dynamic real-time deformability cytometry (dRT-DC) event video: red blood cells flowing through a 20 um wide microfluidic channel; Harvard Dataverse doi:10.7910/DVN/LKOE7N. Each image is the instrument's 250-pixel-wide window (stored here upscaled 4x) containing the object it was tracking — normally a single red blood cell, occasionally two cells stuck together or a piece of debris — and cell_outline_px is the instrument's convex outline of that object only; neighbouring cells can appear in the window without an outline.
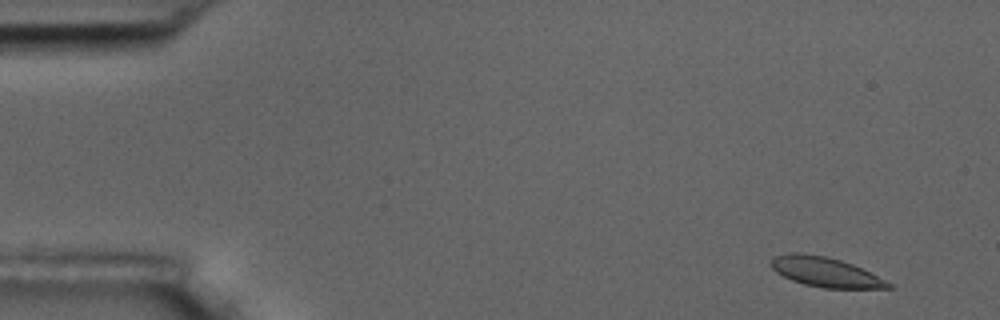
{"species": "common noctule bat (a hibernating species)", "species_latin": "Nyctalus noctula", "temperature_condition": "room temperature", "stored_images_in_passage": 5, "camera_frame_rate_fps": 3000, "um_per_image_px": 0.085, "animal": {"sex": "male", "body_mass_g": 17.5, "forearm_length_mm": 52.3}, "frame": {"image": 1, "passage_image": 1, "time_ms": 0.0, "image_size_px": [1000, 320], "cell_outline_px": [[892, 288], [824, 288], [804, 284], [792, 280], [776, 272], [768, 264], [776, 256], [788, 252], [800, 252], [824, 256], [840, 260], [852, 264], [892, 284]], "centroid_in_image_um": [70.1, 23.11], "position_along_channel_um": 14.9, "area_um2": 20.0}}
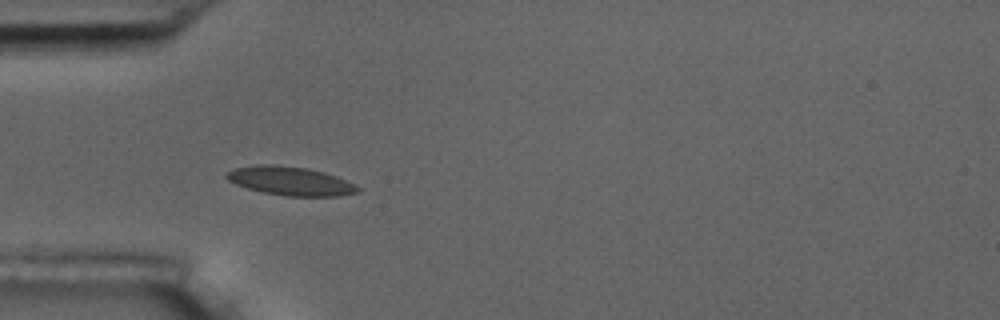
{"frame": {"image": 2, "passage_image": 4, "time_ms": 4.333, "image_size_px": [1000, 320], "cell_outline_px": [[360, 192], [340, 196], [284, 196], [264, 192], [248, 188], [236, 184], [228, 180], [224, 176], [224, 172], [236, 168], [256, 164], [272, 164], [308, 168], [324, 172], [336, 176], [356, 184], [360, 188]], "centroid_in_image_um": [24.69, 15.38], "position_along_channel_um": 60.3, "area_um2": 22.14}}